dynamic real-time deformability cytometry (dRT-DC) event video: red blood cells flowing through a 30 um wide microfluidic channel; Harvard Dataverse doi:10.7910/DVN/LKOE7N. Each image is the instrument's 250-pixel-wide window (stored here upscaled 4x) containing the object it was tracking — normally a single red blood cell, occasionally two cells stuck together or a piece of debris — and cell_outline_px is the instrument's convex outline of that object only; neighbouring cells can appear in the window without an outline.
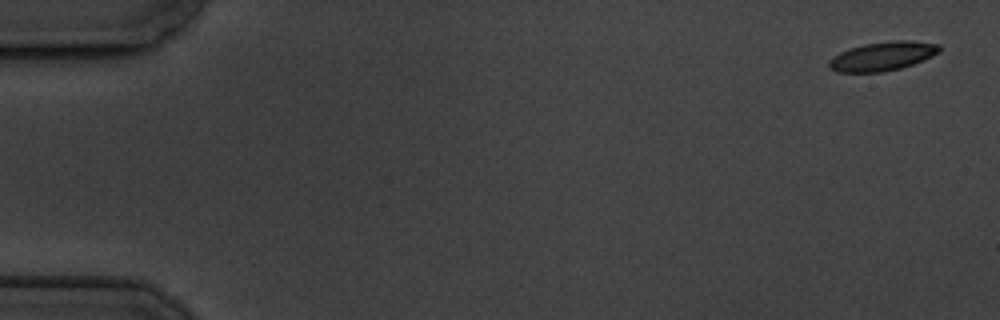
{"species": "common noctule bat (a hibernating species)", "species_latin": "Nyctalus noctula", "temperature_condition": "cold", "stored_images_in_passage": 10, "camera_frame_rate_fps": 3000, "um_per_image_px": 0.085, "animal": {"sex": "male", "body_mass_g": 19.5, "forearm_length_mm": 54.6}, "frame": {"image": 1, "passage_image": 1, "time_ms": 0.0, "image_size_px": [1000, 320], "cell_outline_px": [[940, 52], [924, 60], [900, 68], [880, 72], [836, 72], [828, 68], [828, 60], [840, 52], [864, 44], [892, 40], [908, 40], [940, 44]], "centroid_in_image_um": [75.01, 4.77], "position_along_channel_um": 10.0, "area_um2": 18.61}}
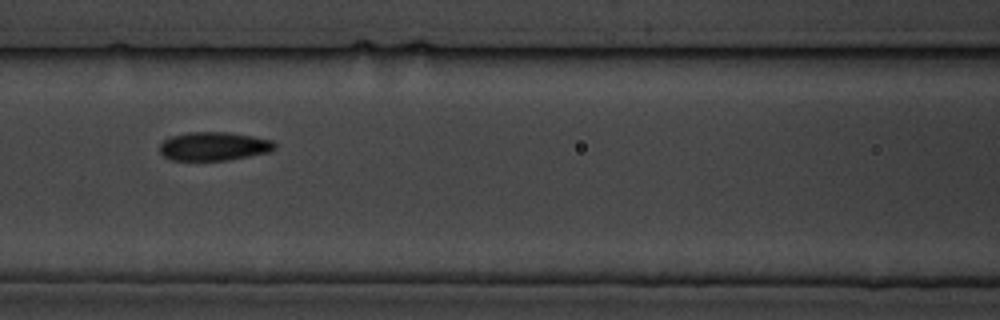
{"frame": {"image": 2, "passage_image": 8, "time_ms": 8.0, "image_size_px": [1000, 320], "cell_outline_px": [[276, 148], [268, 152], [228, 160], [172, 160], [164, 156], [160, 152], [160, 144], [164, 140], [172, 136], [188, 132], [228, 132], [252, 136], [272, 140], [276, 144]], "centroid_in_image_um": [18.18, 12.43], "position_along_channel_um": 148.4, "area_um2": 19.07}}
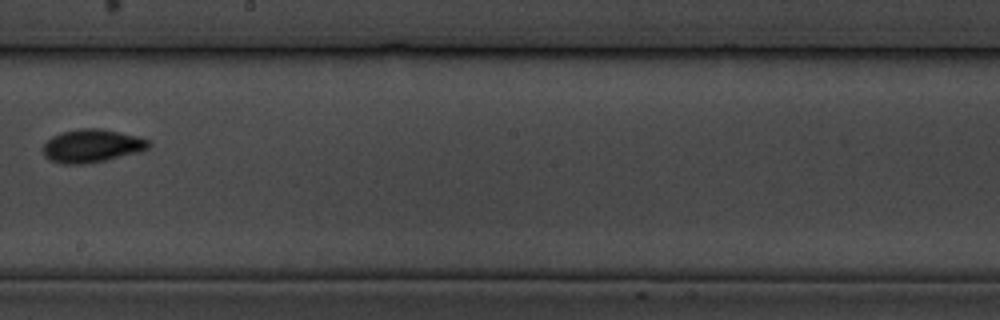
{"frame": {"image": 3, "passage_image": 10, "time_ms": 10.667, "image_size_px": [1000, 320], "cell_outline_px": [[152, 144], [148, 148], [140, 152], [104, 160], [84, 164], [60, 164], [44, 156], [44, 144], [52, 136], [60, 132], [80, 128], [100, 128], [140, 136], [148, 140]], "centroid_in_image_um": [7.83, 12.38], "position_along_channel_um": 240.4, "area_um2": 20.46}}